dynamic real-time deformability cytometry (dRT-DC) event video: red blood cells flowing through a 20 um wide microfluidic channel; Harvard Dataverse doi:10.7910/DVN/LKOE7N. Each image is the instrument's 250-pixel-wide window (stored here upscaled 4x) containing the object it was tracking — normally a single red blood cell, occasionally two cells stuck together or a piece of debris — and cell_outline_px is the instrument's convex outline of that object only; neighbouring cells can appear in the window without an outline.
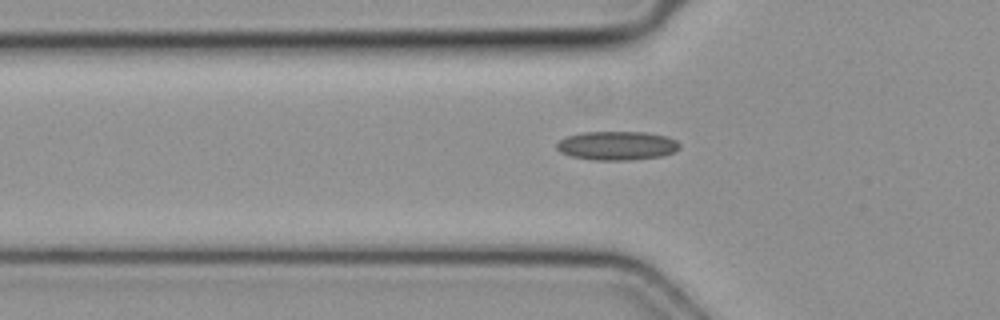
{"species": "common noctule bat (a hibernating species)", "species_latin": "Nyctalus noctula", "temperature_condition": "cold", "stored_images_in_passage": 4, "camera_frame_rate_fps": 3000, "um_per_image_px": 0.085, "animal": {"sex": "female", "body_mass_g": 19.3, "forearm_length_mm": 54.1}, "frame": {"image": 1, "passage_image": 4, "time_ms": 1.0, "image_size_px": [1000, 320], "cell_outline_px": [[680, 148], [672, 152], [660, 156], [628, 160], [592, 160], [572, 156], [560, 152], [556, 148], [556, 144], [560, 140], [568, 136], [584, 132], [644, 132], [664, 136], [676, 140], [680, 144]], "centroid_in_image_um": [52.42, 12.38], "position_along_channel_um": 73.4, "area_um2": 20.46}}